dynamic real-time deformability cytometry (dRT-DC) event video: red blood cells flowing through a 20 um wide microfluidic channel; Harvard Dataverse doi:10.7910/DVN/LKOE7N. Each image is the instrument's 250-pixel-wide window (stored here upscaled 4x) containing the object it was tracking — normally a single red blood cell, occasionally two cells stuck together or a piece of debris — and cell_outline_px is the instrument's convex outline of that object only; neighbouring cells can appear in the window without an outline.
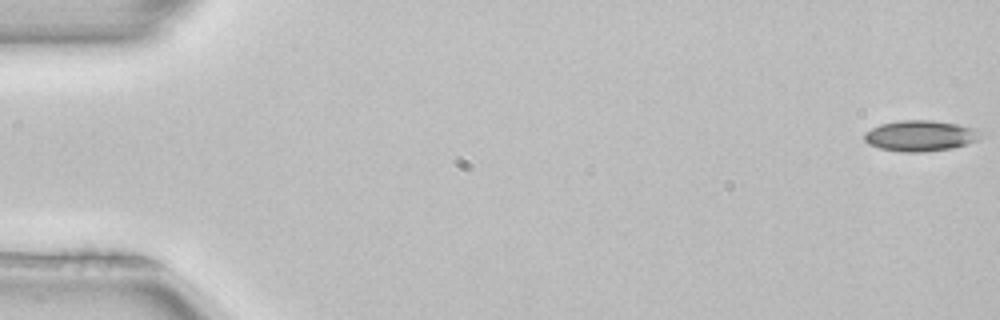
{"species": "common noctule bat (a hibernating species)", "species_latin": "Nyctalus noctula", "temperature_condition": "room temperature", "stored_images_in_passage": 9, "camera_frame_rate_fps": 3000, "um_per_image_px": 0.085, "animal": {"sex": "female", "body_mass_g": 22.7, "forearm_length_mm": 54.2}, "frame": {"image": 1, "passage_image": 1, "time_ms": 0.0, "image_size_px": [1000, 320], "cell_outline_px": [[984, 136], [976, 140], [952, 148], [924, 152], [900, 152], [880, 148], [868, 144], [864, 140], [864, 132], [880, 124], [900, 120], [932, 120], [956, 124], [972, 128]], "centroid_in_image_um": [78.17, 11.54], "position_along_channel_um": 6.8, "area_um2": 20.75}}